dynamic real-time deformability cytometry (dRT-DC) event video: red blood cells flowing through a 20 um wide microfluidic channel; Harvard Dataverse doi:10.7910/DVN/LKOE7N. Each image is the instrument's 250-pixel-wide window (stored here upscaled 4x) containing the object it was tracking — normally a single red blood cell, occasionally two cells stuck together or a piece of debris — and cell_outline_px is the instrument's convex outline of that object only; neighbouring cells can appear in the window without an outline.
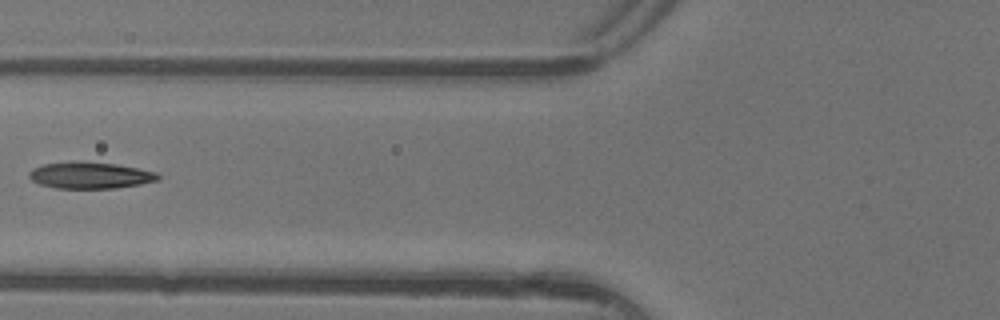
{"species": "common noctule bat (a hibernating species)", "species_latin": "Nyctalus noctula", "temperature_condition": "warm", "stored_images_in_passage": 5, "camera_frame_rate_fps": 3000, "um_per_image_px": 0.085, "animal": {"sex": "female"}, "frame": {"image": 1, "passage_image": 5, "time_ms": 1.333, "image_size_px": [1000, 320], "cell_outline_px": [[160, 180], [140, 184], [116, 188], [56, 188], [40, 184], [32, 180], [28, 176], [28, 172], [32, 168], [44, 164], [72, 160], [80, 160], [116, 164], [156, 172], [160, 176]], "centroid_in_image_um": [7.64, 14.88], "position_along_channel_um": 118.2, "area_um2": 20.17}}